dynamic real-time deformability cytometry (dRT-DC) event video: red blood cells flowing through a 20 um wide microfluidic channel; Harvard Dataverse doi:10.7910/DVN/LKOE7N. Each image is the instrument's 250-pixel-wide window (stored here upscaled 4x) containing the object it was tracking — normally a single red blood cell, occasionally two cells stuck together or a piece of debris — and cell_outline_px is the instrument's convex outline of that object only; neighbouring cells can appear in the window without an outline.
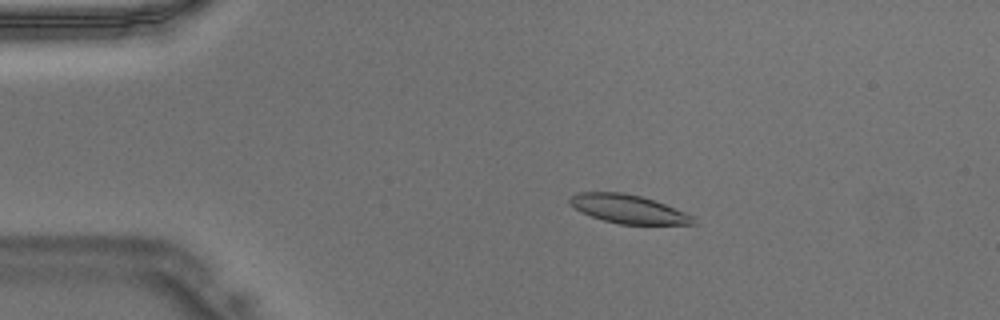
{"species": "Egyptian fruit bat (a non-hibernating species)", "species_latin": "Rousettus aegyptiacus", "temperature_condition": "warm", "stored_images_in_passage": 48, "camera_frame_rate_fps": 3000, "um_per_image_px": 0.085, "animal": {"sex": "male"}, "frame": {"image": 1, "passage_image": 10, "time_ms": 3.0, "image_size_px": [1000, 320], "cell_outline_px": [[696, 224], [620, 224], [604, 220], [592, 216], [568, 204], [568, 200], [576, 192], [620, 192], [640, 196], [664, 204], [684, 212], [692, 216]], "centroid_in_image_um": [53.37, 17.76], "position_along_channel_um": 31.6, "area_um2": 20.11}}
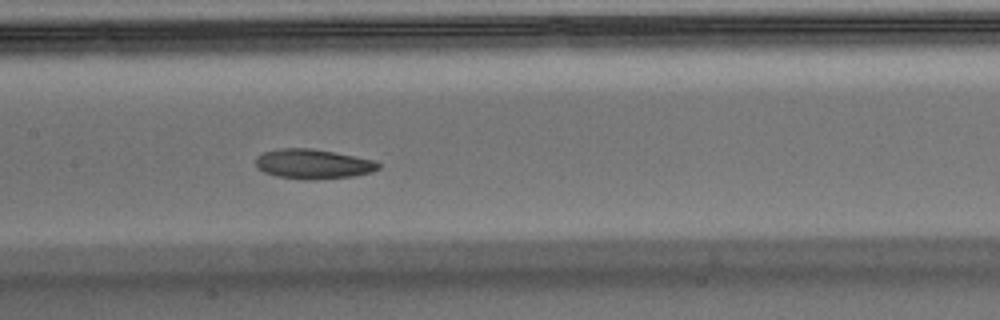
{"frame": {"image": 2, "passage_image": 24, "time_ms": 7.667, "image_size_px": [1000, 320], "cell_outline_px": [[380, 168], [372, 172], [352, 176], [312, 180], [304, 180], [276, 176], [264, 172], [256, 168], [256, 156], [264, 152], [280, 148], [312, 148], [372, 160], [380, 164]], "centroid_in_image_um": [26.56, 13.95], "position_along_channel_um": 180.8, "area_um2": 21.15}}
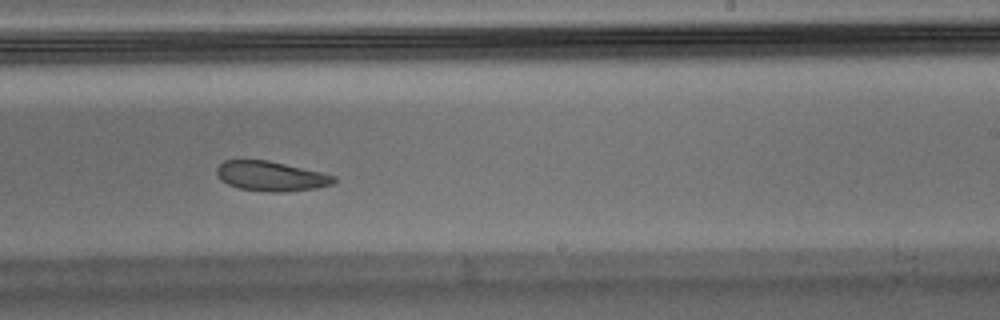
{"frame": {"image": 3, "passage_image": 30, "time_ms": 9.667, "image_size_px": [1000, 320], "cell_outline_px": [[336, 180], [332, 184], [316, 188], [284, 192], [272, 192], [240, 188], [228, 184], [220, 180], [216, 172], [216, 168], [224, 160], [268, 160], [320, 172], [336, 176]], "centroid_in_image_um": [23.02, 14.97], "position_along_channel_um": 266.0, "area_um2": 20.17}}